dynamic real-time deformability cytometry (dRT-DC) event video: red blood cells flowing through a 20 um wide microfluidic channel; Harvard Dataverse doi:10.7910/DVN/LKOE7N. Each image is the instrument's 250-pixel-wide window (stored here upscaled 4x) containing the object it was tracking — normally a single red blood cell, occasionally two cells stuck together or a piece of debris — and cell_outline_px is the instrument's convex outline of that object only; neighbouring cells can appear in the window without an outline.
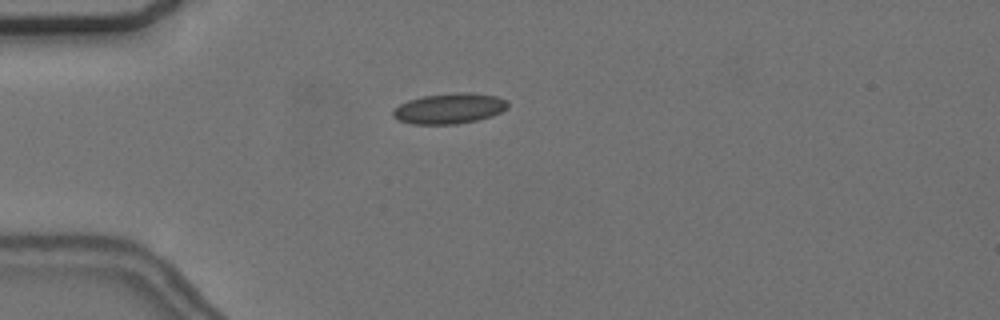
{"species": "common noctule bat (a hibernating species)", "species_latin": "Nyctalus noctula", "temperature_condition": "cold", "stored_images_in_passage": 44, "camera_frame_rate_fps": 3000, "um_per_image_px": 0.085, "animal": {"sex": "female", "body_mass_g": 24.6, "forearm_length_mm": 56.2}, "frame": {"image": 1, "passage_image": 3, "time_ms": 0.667, "image_size_px": [1000, 320], "cell_outline_px": [[508, 108], [492, 116], [476, 120], [456, 124], [412, 124], [400, 120], [392, 116], [392, 112], [400, 104], [408, 100], [424, 96], [452, 92], [468, 92], [496, 96], [508, 100]], "centroid_in_image_um": [38.22, 9.21], "position_along_channel_um": 46.8, "area_um2": 20.4}}
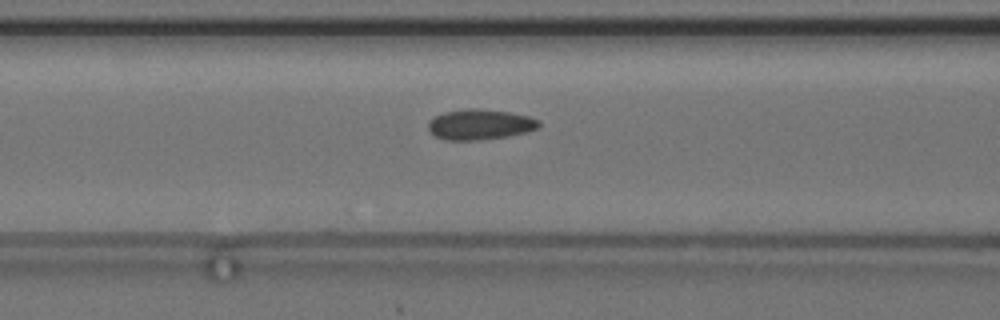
{"frame": {"image": 2, "passage_image": 11, "time_ms": 3.333, "image_size_px": [1000, 320], "cell_outline_px": [[540, 128], [508, 136], [476, 140], [444, 140], [428, 132], [428, 120], [444, 112], [472, 108], [476, 108], [508, 112], [528, 116], [540, 120]], "centroid_in_image_um": [40.78, 10.58], "position_along_channel_um": 125.8, "area_um2": 19.59}}
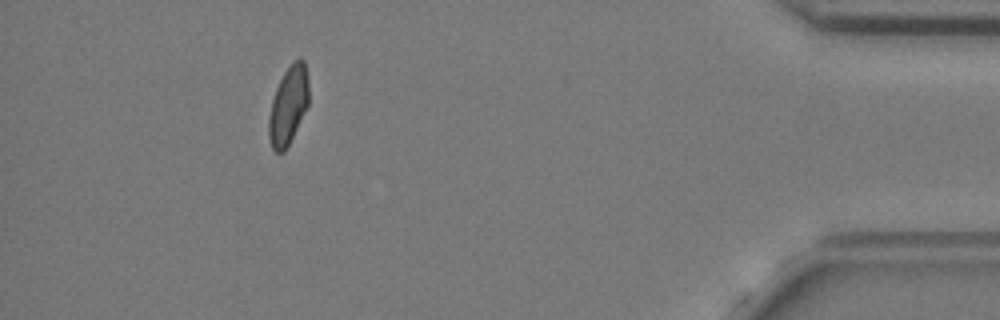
{"frame": {"image": 3, "passage_image": 39, "time_ms": 12.667, "image_size_px": [1000, 320], "cell_outline_px": [[308, 104], [284, 152], [276, 152], [272, 148], [268, 136], [268, 116], [272, 100], [276, 88], [284, 72], [300, 56], [304, 60], [308, 80]], "centroid_in_image_um": [24.49, 8.95], "position_along_channel_um": 410.7, "area_um2": 17.86}, "authors_computed_cell_mechanics": {"area_um2": 19.0451, "velocity_mm_per_s": 3.6619, "shape_relaxation_time_tau1_ms": 6.7582, "shape_relaxation_time_tau2_ms": 2.1804, "deformation_change_tau1": 0.1156, "deformation_change_tau2": 0.0676}}